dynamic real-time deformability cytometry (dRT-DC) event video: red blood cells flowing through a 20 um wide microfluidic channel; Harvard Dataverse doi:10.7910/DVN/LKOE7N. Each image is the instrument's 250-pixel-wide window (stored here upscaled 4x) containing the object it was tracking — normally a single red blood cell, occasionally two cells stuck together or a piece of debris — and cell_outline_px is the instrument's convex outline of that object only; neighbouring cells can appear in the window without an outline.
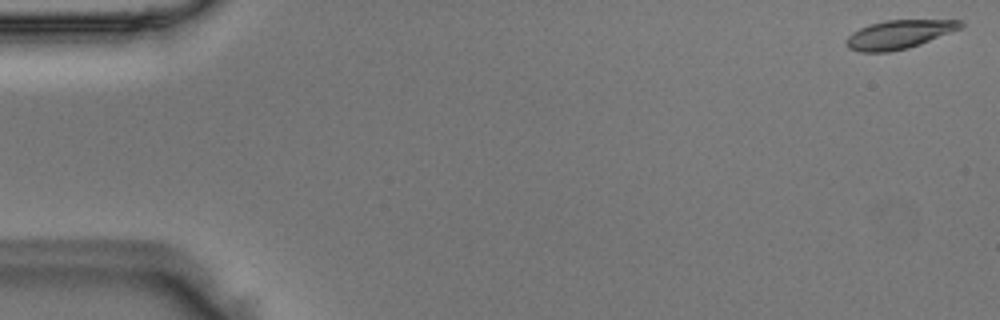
{"species": "Egyptian fruit bat (a non-hibernating species)", "species_latin": "Rousettus aegyptiacus", "temperature_condition": "room temperature", "stored_images_in_passage": 51, "camera_frame_rate_fps": 3000, "um_per_image_px": 0.085, "animal": {"sex": "male"}, "frame": {"image": 1, "passage_image": 1, "time_ms": 0.0, "image_size_px": [1000, 320], "cell_outline_px": [[964, 24], [960, 28], [920, 44], [908, 48], [888, 52], [860, 52], [848, 48], [844, 44], [844, 40], [852, 32], [860, 28], [884, 20], [960, 20]], "centroid_in_image_um": [76.35, 2.93], "position_along_channel_um": 8.7, "area_um2": 18.96}}
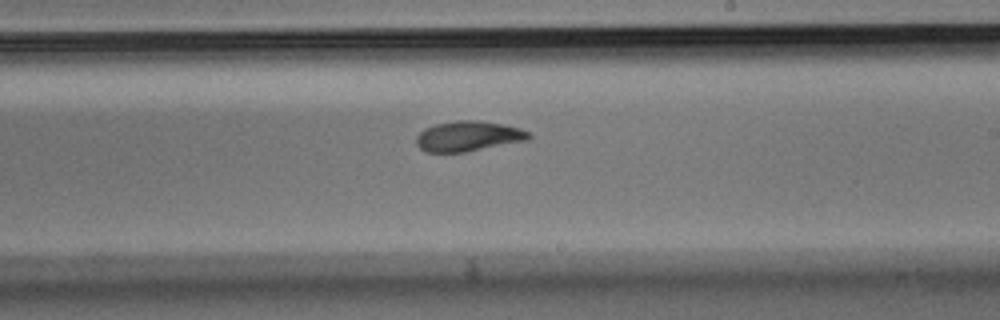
{"frame": {"image": 2, "passage_image": 30, "time_ms": 9.667, "image_size_px": [1000, 320], "cell_outline_px": [[532, 136], [528, 140], [464, 152], [424, 152], [416, 144], [416, 136], [424, 128], [436, 124], [456, 120], [476, 120], [504, 124], [520, 128], [528, 132]], "centroid_in_image_um": [39.79, 11.57], "position_along_channel_um": 249.2, "area_um2": 19.83}}
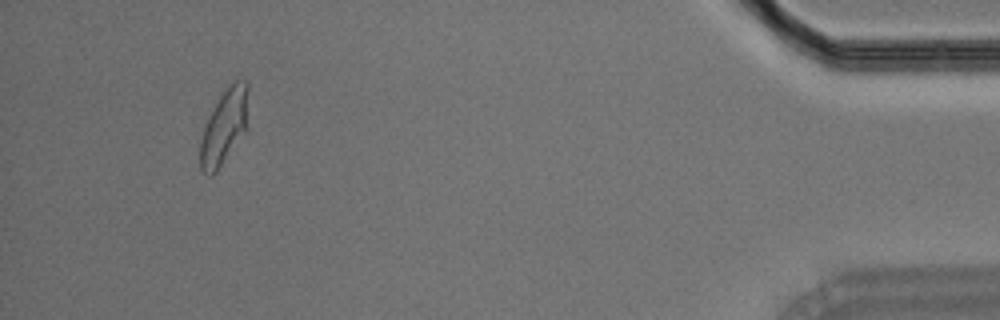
{"frame": {"image": 3, "passage_image": 48, "time_ms": 15.667, "image_size_px": [1000, 320], "cell_outline_px": [[248, 128], [216, 172], [212, 176], [208, 176], [200, 172], [200, 144], [204, 124], [220, 96], [236, 80], [244, 80], [248, 84]], "centroid_in_image_um": [19.06, 10.82], "position_along_channel_um": 416.1, "area_um2": 21.1}}